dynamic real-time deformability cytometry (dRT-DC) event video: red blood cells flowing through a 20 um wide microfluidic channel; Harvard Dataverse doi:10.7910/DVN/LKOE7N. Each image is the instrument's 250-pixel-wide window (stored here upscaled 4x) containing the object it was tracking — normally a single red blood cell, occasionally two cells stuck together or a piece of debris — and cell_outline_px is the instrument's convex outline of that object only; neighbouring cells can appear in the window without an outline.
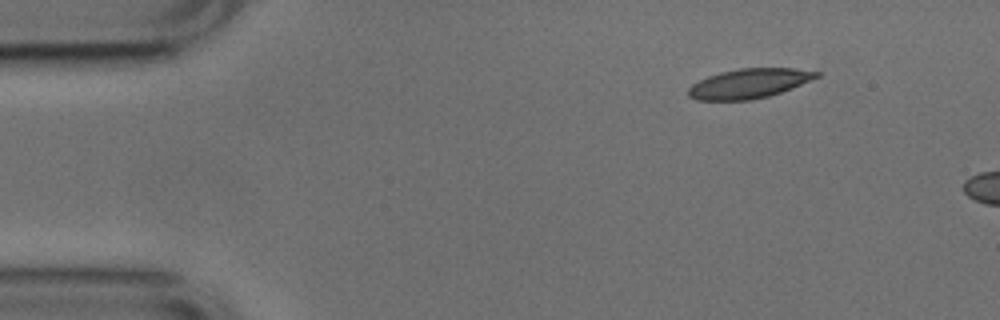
{"species": "common noctule bat (a hibernating species)", "species_latin": "Nyctalus noctula", "temperature_condition": "cold", "stored_images_in_passage": 9, "camera_frame_rate_fps": 3000, "um_per_image_px": 0.085, "animal": {"sex": "male", "body_mass_g": 17.9, "forearm_length_mm": 54.2}, "frame": {"image": 1, "passage_image": 1, "time_ms": 0.0, "image_size_px": [1000, 320], "cell_outline_px": [[820, 76], [792, 88], [768, 96], [752, 100], [696, 100], [688, 96], [688, 88], [692, 84], [708, 76], [720, 72], [740, 68], [792, 68], [820, 72]], "centroid_in_image_um": [63.65, 7.1], "position_along_channel_um": 21.3, "area_um2": 22.02}}